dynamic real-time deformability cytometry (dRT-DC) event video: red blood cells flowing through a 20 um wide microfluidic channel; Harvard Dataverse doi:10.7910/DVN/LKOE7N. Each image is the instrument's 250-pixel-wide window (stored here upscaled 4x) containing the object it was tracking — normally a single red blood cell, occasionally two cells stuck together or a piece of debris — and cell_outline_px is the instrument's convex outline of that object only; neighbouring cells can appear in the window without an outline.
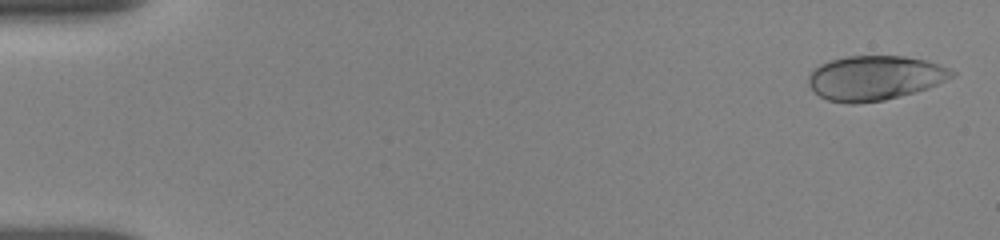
{"species": "human", "species_latin": "Homo sapiens", "temperature_condition": "room temperature", "stored_images_in_passage": 16, "camera_frame_rate_fps": 3000, "um_per_image_px": 0.085, "donor": {"sex": "female"}, "frame": {"image": 1, "passage_image": 2, "time_ms": 0.333, "image_size_px": [1000, 240], "cell_outline_px": [[956, 72], [952, 76], [928, 88], [900, 96], [884, 100], [856, 104], [848, 104], [828, 100], [820, 96], [808, 84], [808, 76], [820, 64], [832, 60], [848, 56], [904, 56], [924, 60], [948, 68]], "centroid_in_image_um": [74.33, 6.63], "position_along_channel_um": 10.7, "area_um2": 36.82}}
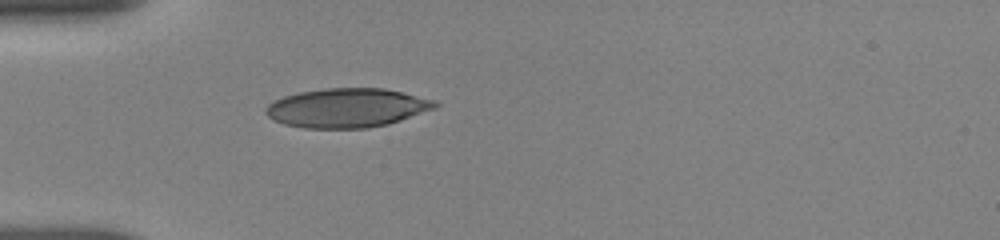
{"frame": {"image": 2, "passage_image": 12, "time_ms": 5.0, "image_size_px": [1000, 240], "cell_outline_px": [[440, 104], [436, 108], [388, 124], [368, 128], [304, 128], [284, 124], [268, 116], [264, 112], [264, 108], [268, 104], [284, 96], [300, 92], [324, 88], [384, 88], [436, 100]], "centroid_in_image_um": [29.51, 9.17], "position_along_channel_um": 55.5, "area_um2": 38.55}}
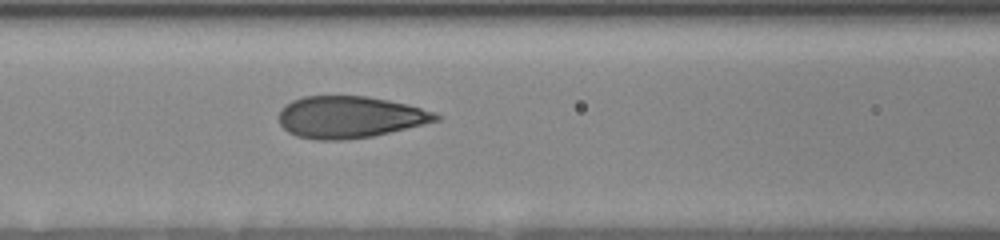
{"frame": {"image": 3, "passage_image": 16, "time_ms": 7.333, "image_size_px": [1000, 240], "cell_outline_px": [[440, 120], [372, 136], [344, 140], [316, 140], [296, 136], [288, 132], [280, 124], [280, 108], [284, 104], [292, 100], [304, 96], [368, 96], [408, 104], [436, 112], [440, 116]], "centroid_in_image_um": [29.71, 9.94], "position_along_channel_um": 136.9, "area_um2": 38.32}}